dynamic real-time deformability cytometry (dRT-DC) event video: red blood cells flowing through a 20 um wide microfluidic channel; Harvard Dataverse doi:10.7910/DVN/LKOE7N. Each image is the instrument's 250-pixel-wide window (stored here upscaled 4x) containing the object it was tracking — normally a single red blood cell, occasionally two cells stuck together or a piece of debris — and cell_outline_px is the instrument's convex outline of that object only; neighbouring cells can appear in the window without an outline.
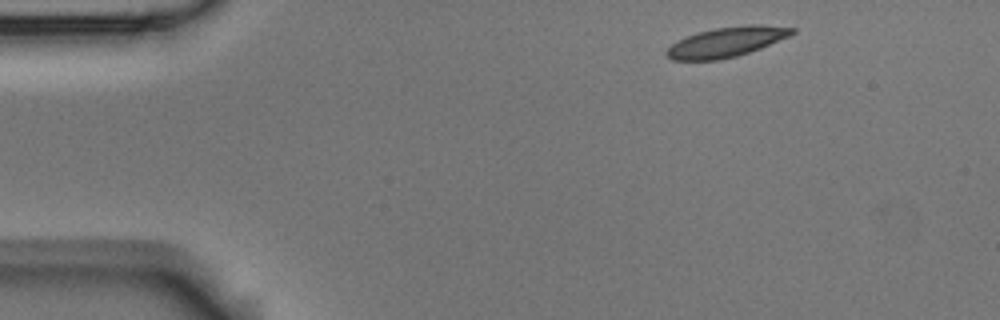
{"species": "Egyptian fruit bat (a non-hibernating species)", "species_latin": "Rousettus aegyptiacus", "temperature_condition": "room temperature", "stored_images_in_passage": 5, "camera_frame_rate_fps": 3000, "um_per_image_px": 0.085, "animal": {"sex": "male"}, "frame": {"image": 1, "passage_image": 1, "time_ms": 0.0, "image_size_px": [1000, 320], "cell_outline_px": [[796, 32], [788, 36], [760, 48], [736, 56], [720, 60], [672, 60], [664, 52], [672, 44], [688, 36], [700, 32], [716, 28], [744, 24], [756, 24], [796, 28]], "centroid_in_image_um": [61.76, 3.57], "position_along_channel_um": 23.2, "area_um2": 21.56}}
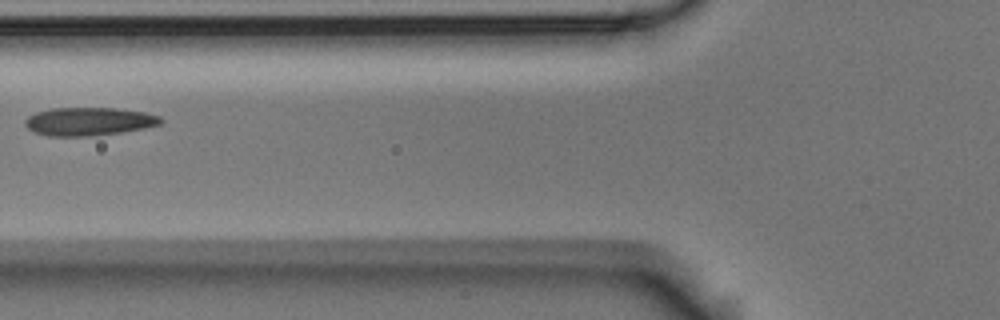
{"frame": {"image": 2, "passage_image": 4, "time_ms": 1.0, "image_size_px": [1000, 320], "cell_outline_px": [[164, 120], [160, 124], [144, 128], [120, 132], [92, 136], [48, 136], [32, 132], [24, 124], [24, 120], [28, 116], [36, 112], [52, 108], [116, 108], [144, 112], [160, 116]], "centroid_in_image_um": [7.52, 10.32], "position_along_channel_um": 118.3, "area_um2": 22.37}}
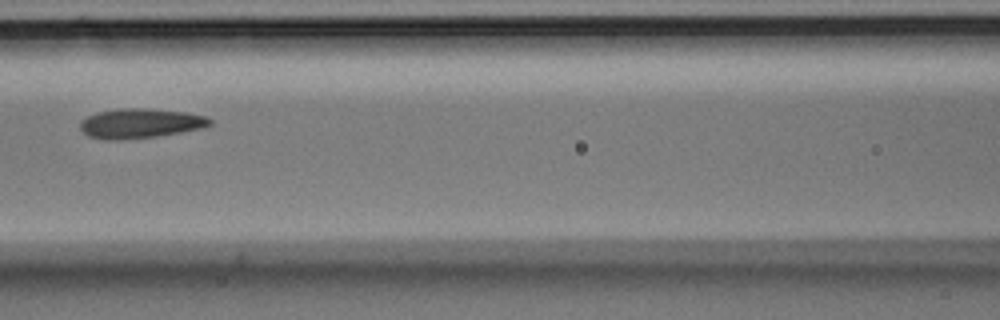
{"frame": {"image": 3, "passage_image": 5, "time_ms": 1.333, "image_size_px": [1000, 320], "cell_outline_px": [[212, 124], [204, 128], [156, 136], [120, 140], [104, 140], [88, 136], [80, 128], [80, 120], [88, 116], [100, 112], [120, 108], [140, 108], [184, 112], [204, 116], [212, 120]], "centroid_in_image_um": [11.91, 10.49], "position_along_channel_um": 154.7, "area_um2": 22.25}}